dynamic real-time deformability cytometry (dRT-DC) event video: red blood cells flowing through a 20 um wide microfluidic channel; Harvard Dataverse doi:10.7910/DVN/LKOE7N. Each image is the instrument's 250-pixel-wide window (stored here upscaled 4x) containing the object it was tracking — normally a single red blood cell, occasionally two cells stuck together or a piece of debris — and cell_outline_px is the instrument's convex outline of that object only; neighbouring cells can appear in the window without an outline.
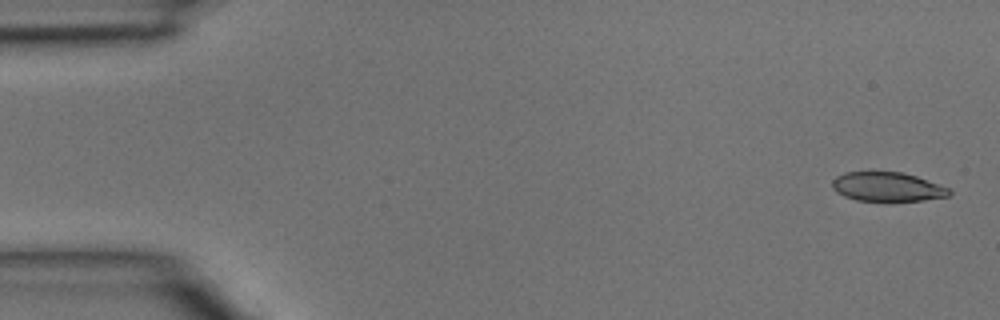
{"species": "common noctule bat (a hibernating species)", "species_latin": "Nyctalus noctula", "temperature_condition": "room temperature", "stored_images_in_passage": 4, "camera_frame_rate_fps": 3000, "um_per_image_px": 0.085, "animal": {"sex": "male", "body_mass_g": 15.6}, "frame": {"image": 1, "passage_image": 1, "time_ms": 0.0, "image_size_px": [1000, 320], "cell_outline_px": [[952, 192], [948, 196], [924, 200], [856, 200], [844, 196], [836, 192], [832, 188], [832, 180], [836, 176], [844, 172], [872, 168], [904, 172], [916, 176], [948, 188]], "centroid_in_image_um": [75.33, 15.81], "position_along_channel_um": 9.7, "area_um2": 20.52}}
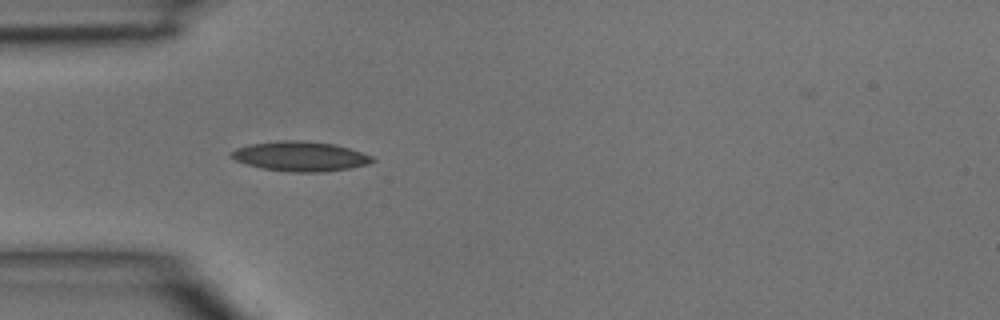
{"frame": {"image": 2, "passage_image": 4, "time_ms": 1.0, "image_size_px": [1000, 320], "cell_outline_px": [[376, 160], [368, 164], [348, 168], [324, 172], [292, 172], [264, 168], [248, 164], [236, 160], [232, 156], [232, 152], [236, 148], [248, 144], [280, 140], [296, 140], [336, 144], [372, 156]], "centroid_in_image_um": [25.55, 13.28], "position_along_channel_um": 59.5, "area_um2": 24.16}}